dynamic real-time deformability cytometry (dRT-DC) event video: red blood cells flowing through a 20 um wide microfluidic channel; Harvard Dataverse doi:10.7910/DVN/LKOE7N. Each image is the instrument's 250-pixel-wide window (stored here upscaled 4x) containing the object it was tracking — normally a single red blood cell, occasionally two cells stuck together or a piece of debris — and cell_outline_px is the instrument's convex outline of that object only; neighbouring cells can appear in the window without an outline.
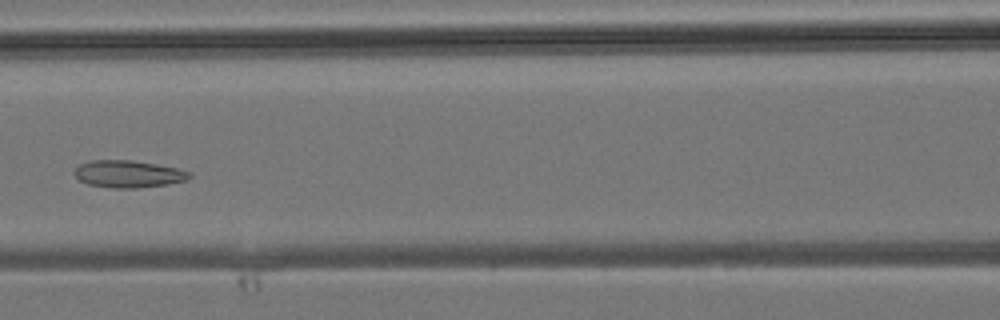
{"species": "common noctule bat (a hibernating species)", "species_latin": "Nyctalus noctula", "temperature_condition": "room temperature", "stored_images_in_passage": 32, "camera_frame_rate_fps": 3000, "um_per_image_px": 0.085, "animal": {"sex": "male", "body_mass_g": 19.2, "forearm_length_mm": 51.8}, "frame": {"image": 1, "passage_image": 9, "time_ms": 2.667, "image_size_px": [1000, 320], "cell_outline_px": [[192, 176], [188, 180], [168, 184], [140, 188], [112, 188], [88, 184], [80, 180], [72, 172], [80, 164], [88, 160], [132, 160], [156, 164], [176, 168], [192, 172]], "centroid_in_image_um": [10.92, 14.79], "position_along_channel_um": 155.7, "area_um2": 18.38}}
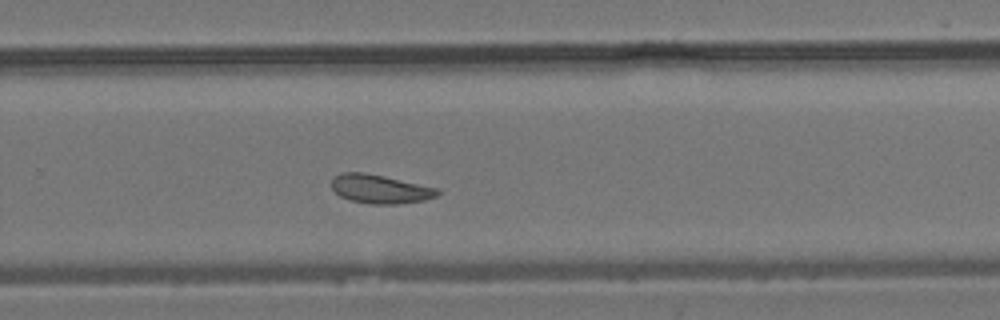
{"frame": {"image": 2, "passage_image": 18, "time_ms": 5.667, "image_size_px": [1000, 320], "cell_outline_px": [[440, 192], [436, 196], [424, 200], [396, 204], [372, 204], [348, 200], [340, 196], [332, 188], [332, 176], [340, 172], [364, 172], [384, 176], [440, 188]], "centroid_in_image_um": [32.29, 16.06], "position_along_channel_um": 297.5, "area_um2": 17.92}}
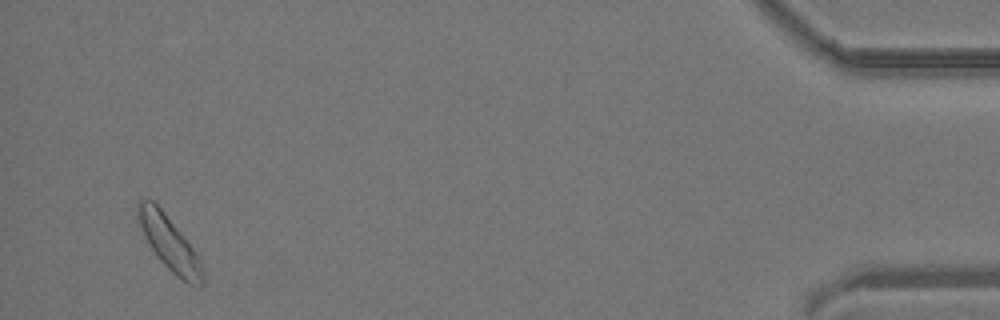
{"frame": {"image": 3, "passage_image": 31, "time_ms": 10.0, "image_size_px": [1000, 320], "cell_outline_px": [[204, 284], [188, 284], [180, 280], [160, 260], [144, 236], [136, 212], [136, 204], [140, 200], [152, 200], [160, 208], [180, 232], [192, 248], [200, 260], [204, 276]], "centroid_in_image_um": [14.38, 20.69], "position_along_channel_um": 420.8, "area_um2": 19.77}}